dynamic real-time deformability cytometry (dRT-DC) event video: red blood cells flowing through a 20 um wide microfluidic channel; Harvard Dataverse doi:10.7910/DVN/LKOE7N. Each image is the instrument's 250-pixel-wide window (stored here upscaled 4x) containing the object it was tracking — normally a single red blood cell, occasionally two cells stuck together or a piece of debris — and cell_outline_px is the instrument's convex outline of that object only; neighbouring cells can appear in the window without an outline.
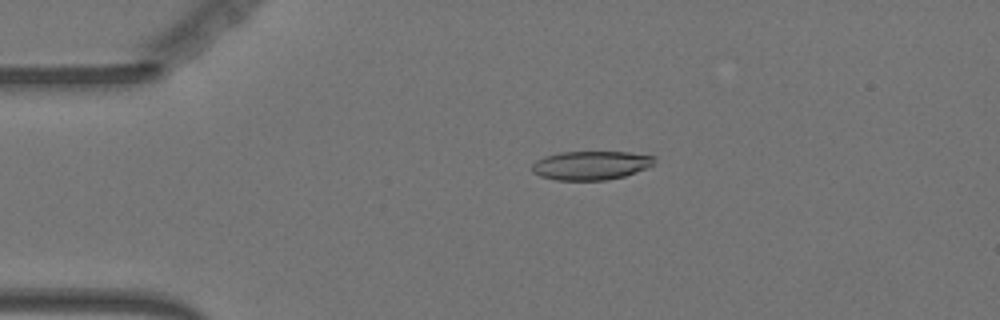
{"species": "Egyptian fruit bat (a non-hibernating species)", "species_latin": "Rousettus aegyptiacus", "temperature_condition": "warm", "stored_images_in_passage": 55, "camera_frame_rate_fps": 3000, "um_per_image_px": 0.085, "animal": {"sex": "female"}, "frame": {"image": 1, "passage_image": 12, "time_ms": 3.667, "image_size_px": [1000, 320], "cell_outline_px": [[656, 160], [648, 168], [624, 176], [608, 180], [556, 180], [540, 176], [532, 172], [532, 164], [536, 160], [544, 156], [560, 152], [628, 152], [656, 156]], "centroid_in_image_um": [50.23, 14.05], "position_along_channel_um": 34.8, "area_um2": 20.69}}
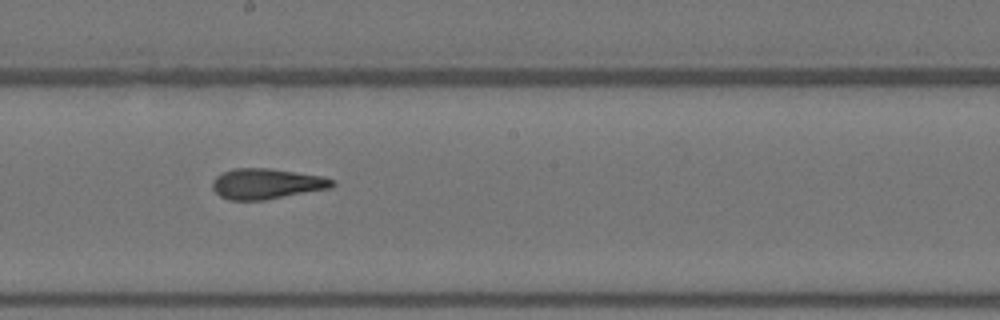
{"frame": {"image": 2, "passage_image": 31, "time_ms": 10.0, "image_size_px": [1000, 320], "cell_outline_px": [[336, 184], [332, 188], [264, 200], [228, 200], [220, 196], [212, 188], [212, 180], [216, 176], [232, 168], [272, 168], [324, 176], [336, 180]], "centroid_in_image_um": [22.69, 15.61], "position_along_channel_um": 225.5, "area_um2": 21.62}}
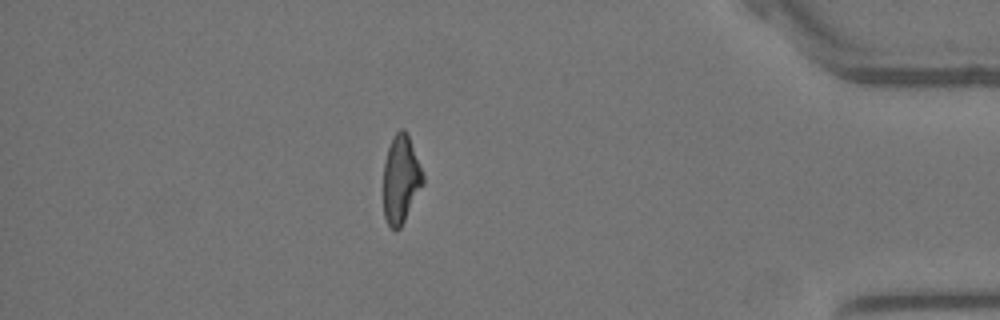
{"frame": {"image": 3, "passage_image": 49, "time_ms": 16.0, "image_size_px": [1000, 320], "cell_outline_px": [[424, 184], [400, 228], [396, 232], [388, 224], [384, 216], [384, 164], [388, 148], [396, 132], [400, 128], [404, 128], [408, 132], [424, 176]], "centroid_in_image_um": [34.09, 15.23], "position_along_channel_um": 401.1, "area_um2": 20.29}, "authors_computed_cell_mechanics": {"area_um2": 21.3282, "velocity_mm_per_s": 3.6158, "shape_relaxation_time_tau1_ms": 5.5594, "shape_relaxation_time_tau2_ms": 2.2136, "deformation_change_tau1": 0.2142, "deformation_change_tau2": 0.1254}}